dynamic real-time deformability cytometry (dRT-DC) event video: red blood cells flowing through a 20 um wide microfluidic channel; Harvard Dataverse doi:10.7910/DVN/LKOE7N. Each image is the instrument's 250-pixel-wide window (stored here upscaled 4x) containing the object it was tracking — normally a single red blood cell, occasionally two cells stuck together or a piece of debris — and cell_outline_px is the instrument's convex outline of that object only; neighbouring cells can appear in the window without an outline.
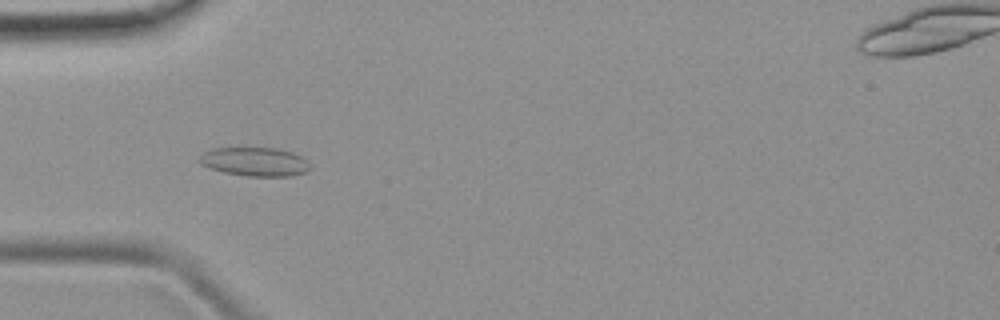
{"species": "common noctule bat (a hibernating species)", "species_latin": "Nyctalus noctula", "temperature_condition": "room temperature", "stored_images_in_passage": 37, "camera_frame_rate_fps": 3000, "um_per_image_px": 0.085, "animal": {"sex": "female", "body_mass_g": 19.9}, "frame": {"image": 1, "passage_image": 4, "time_ms": 1.0, "image_size_px": [1000, 320], "cell_outline_px": [[312, 168], [304, 172], [292, 176], [244, 176], [224, 172], [208, 168], [200, 164], [196, 160], [204, 152], [212, 148], [280, 148], [292, 152], [308, 160]], "centroid_in_image_um": [21.65, 13.75], "position_along_channel_um": 63.3, "area_um2": 18.84}}
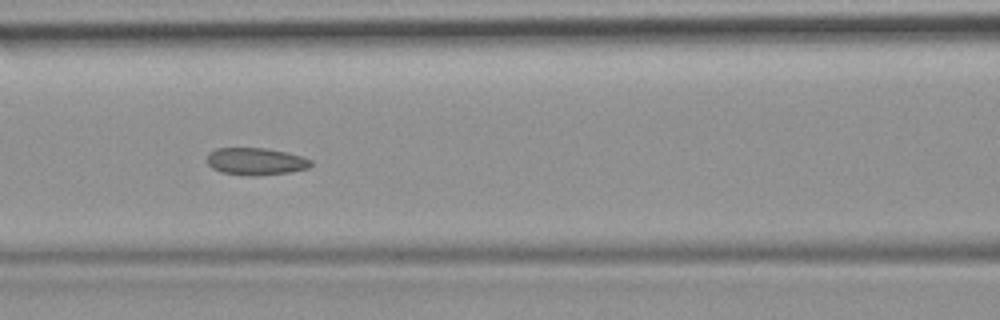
{"frame": {"image": 2, "passage_image": 10, "time_ms": 3.0, "image_size_px": [1000, 320], "cell_outline_px": [[312, 164], [308, 168], [292, 172], [256, 176], [252, 176], [220, 172], [212, 168], [204, 160], [208, 152], [216, 148], [268, 148], [304, 156], [312, 160]], "centroid_in_image_um": [21.72, 13.71], "position_along_channel_um": 144.9, "area_um2": 16.88}}
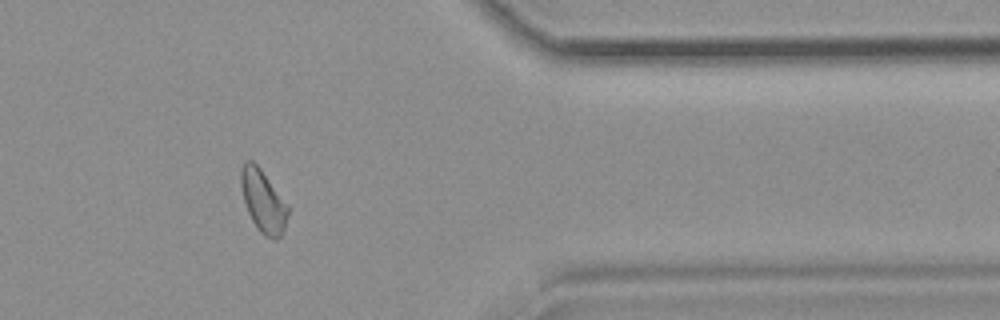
{"frame": {"image": 3, "passage_image": 29, "time_ms": 9.333, "image_size_px": [1000, 320], "cell_outline_px": [[288, 212], [284, 228], [280, 236], [276, 240], [264, 236], [260, 232], [252, 220], [248, 212], [244, 200], [240, 184], [240, 172], [244, 164], [248, 160], [252, 160], [260, 168], [288, 204]], "centroid_in_image_um": [22.37, 17.1], "position_along_channel_um": 389.0, "area_um2": 16.88}}